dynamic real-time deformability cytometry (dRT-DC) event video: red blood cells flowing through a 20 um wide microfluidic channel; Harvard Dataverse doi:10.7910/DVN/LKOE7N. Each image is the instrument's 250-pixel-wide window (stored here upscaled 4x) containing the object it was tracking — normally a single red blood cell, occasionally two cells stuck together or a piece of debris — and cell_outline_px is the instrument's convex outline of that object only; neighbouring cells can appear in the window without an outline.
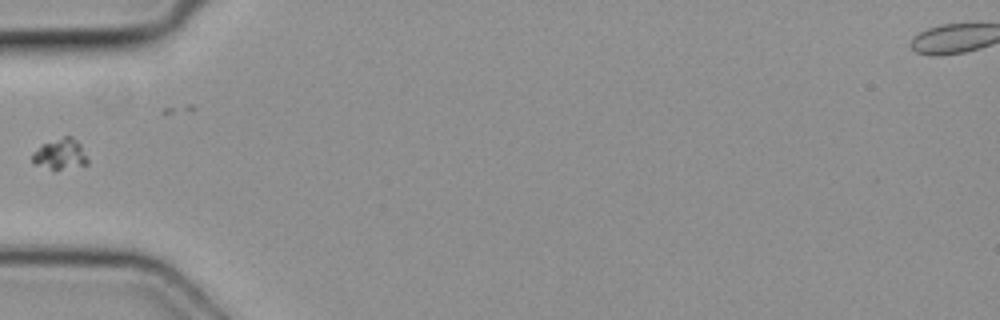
{"species": "common noctule bat (a hibernating species)", "species_latin": "Nyctalus noctula", "temperature_condition": "cold", "stored_images_in_passage": 4, "camera_frame_rate_fps": 3000, "um_per_image_px": 0.085, "animal": {"sex": "female", "body_mass_g": 19.3, "forearm_length_mm": 54.1}, "frame": {"image": 1, "passage_image": 4, "time_ms": 1.0, "image_size_px": [1000, 320], "cell_outline_px": [[88, 164], [56, 172], [52, 172], [36, 164], [32, 160], [32, 152], [44, 144], [64, 136], [72, 136], [80, 144], [88, 160]], "centroid_in_image_um": [5.12, 13.16], "position_along_channel_um": 79.9, "area_um2": 10.12}}